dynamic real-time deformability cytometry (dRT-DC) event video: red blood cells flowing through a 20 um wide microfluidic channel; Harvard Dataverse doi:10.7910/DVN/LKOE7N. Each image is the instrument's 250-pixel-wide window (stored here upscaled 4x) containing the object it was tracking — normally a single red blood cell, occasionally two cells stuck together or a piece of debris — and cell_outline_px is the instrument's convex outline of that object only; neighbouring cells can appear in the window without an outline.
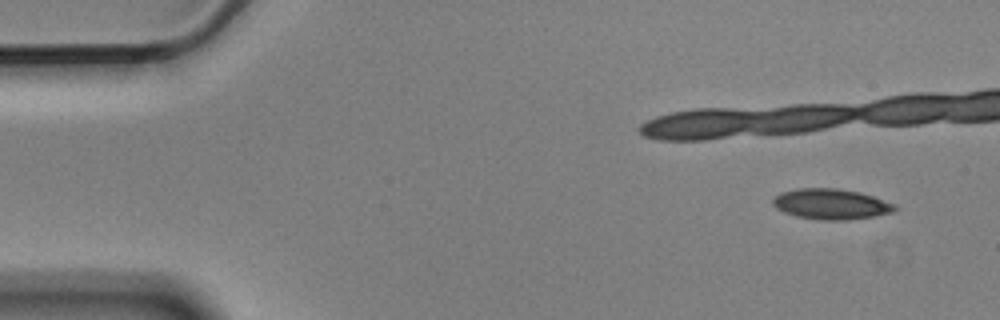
{"species": "Egyptian fruit bat (a non-hibernating species)", "species_latin": "Rousettus aegyptiacus", "temperature_condition": "cold", "stored_images_in_passage": 5, "camera_frame_rate_fps": 3000, "um_per_image_px": 0.085, "animal": {"sex": "male"}, "frame": {"image": 1, "passage_image": 1, "time_ms": 0.0, "image_size_px": [1000, 320], "cell_outline_px": [[900, 208], [896, 212], [876, 216], [844, 220], [820, 220], [796, 216], [784, 212], [776, 208], [772, 204], [772, 200], [780, 192], [796, 188], [836, 188], [860, 192], [896, 204]], "centroid_in_image_um": [70.67, 17.35], "position_along_channel_um": 14.3, "area_um2": 21.96}}